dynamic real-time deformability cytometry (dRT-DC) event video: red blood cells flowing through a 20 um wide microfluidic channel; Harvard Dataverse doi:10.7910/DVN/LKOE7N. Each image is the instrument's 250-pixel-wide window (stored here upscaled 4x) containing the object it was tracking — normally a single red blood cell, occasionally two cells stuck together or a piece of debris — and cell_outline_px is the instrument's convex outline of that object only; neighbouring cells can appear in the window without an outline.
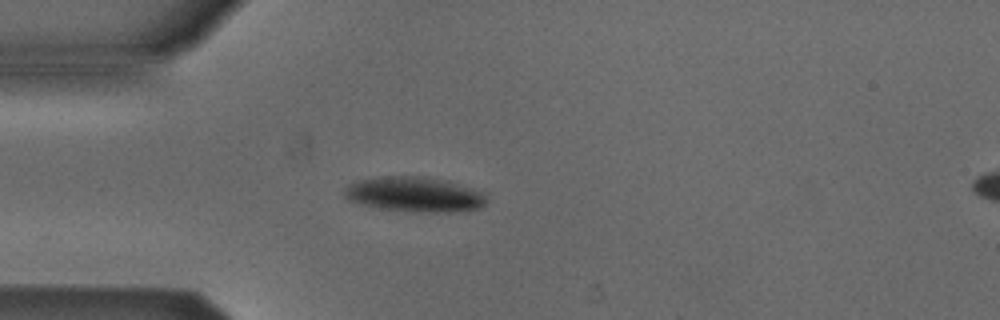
{"species": "Egyptian fruit bat (a non-hibernating species)", "species_latin": "Rousettus aegyptiacus", "temperature_condition": "cold", "stored_images_in_passage": 1, "camera_frame_rate_fps": 3000, "um_per_image_px": 0.085, "animal": {"sex": "male"}, "frame": {"image": 1, "passage_image": 1, "time_ms": 0.0, "image_size_px": [1000, 320], "cell_outline_px": [[484, 204], [480, 208], [468, 212], [412, 212], [376, 208], [348, 200], [344, 196], [344, 188], [352, 180], [380, 176], [428, 176], [448, 180], [480, 192], [484, 196]], "centroid_in_image_um": [35.17, 16.52], "position_along_channel_um": 49.8, "area_um2": 29.54}}